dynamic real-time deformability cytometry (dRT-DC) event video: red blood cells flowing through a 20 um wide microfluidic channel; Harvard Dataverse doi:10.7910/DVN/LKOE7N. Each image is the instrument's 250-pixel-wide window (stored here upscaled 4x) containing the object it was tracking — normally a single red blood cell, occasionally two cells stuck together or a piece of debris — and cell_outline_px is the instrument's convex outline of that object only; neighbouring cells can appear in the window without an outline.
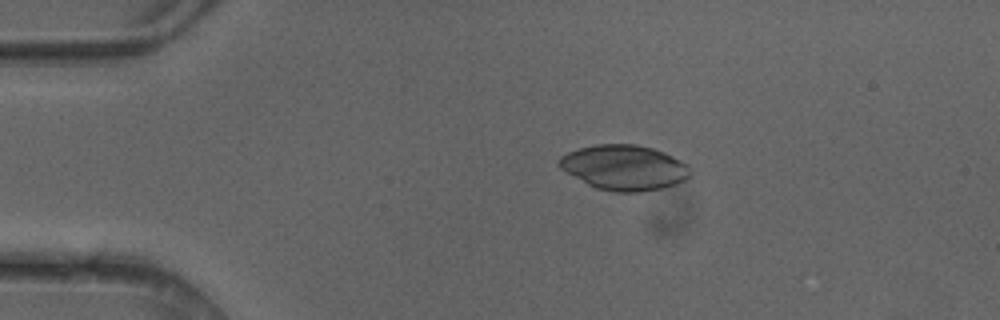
{"species": "common noctule bat (a hibernating species)", "species_latin": "Nyctalus noctula", "temperature_condition": "cold", "stored_images_in_passage": 5, "camera_frame_rate_fps": 3000, "um_per_image_px": 0.085, "animal": {"sex": "female"}, "frame": {"image": 1, "passage_image": 3, "time_ms": 0.667, "image_size_px": [1000, 320], "cell_outline_px": [[692, 172], [684, 180], [676, 184], [664, 188], [640, 192], [616, 192], [596, 188], [588, 184], [560, 168], [556, 160], [560, 156], [568, 152], [580, 148], [596, 144], [636, 144], [652, 148], [664, 152], [688, 164], [692, 168]], "centroid_in_image_um": [53.07, 14.24], "position_along_channel_um": 31.9, "area_um2": 34.56}}
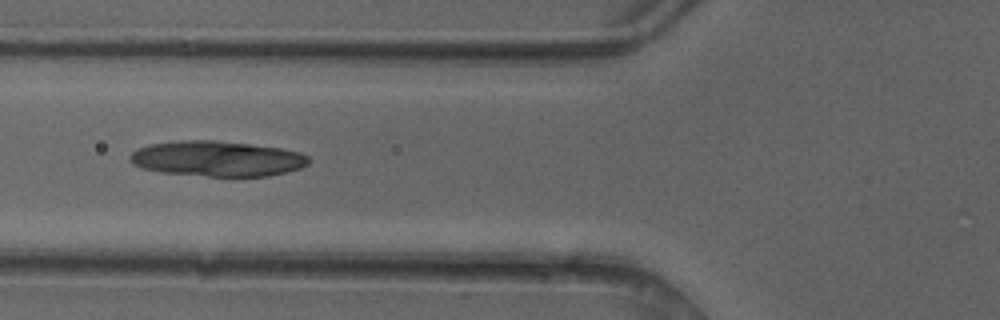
{"frame": {"image": 2, "passage_image": 5, "time_ms": 1.333, "image_size_px": [1000, 320], "cell_outline_px": [[312, 160], [308, 164], [300, 168], [268, 176], [208, 176], [160, 172], [140, 168], [132, 164], [128, 160], [128, 156], [136, 148], [148, 144], [180, 140], [216, 140], [280, 148], [300, 152], [308, 156]], "centroid_in_image_um": [18.4, 13.48], "position_along_channel_um": 107.4, "area_um2": 37.11}}